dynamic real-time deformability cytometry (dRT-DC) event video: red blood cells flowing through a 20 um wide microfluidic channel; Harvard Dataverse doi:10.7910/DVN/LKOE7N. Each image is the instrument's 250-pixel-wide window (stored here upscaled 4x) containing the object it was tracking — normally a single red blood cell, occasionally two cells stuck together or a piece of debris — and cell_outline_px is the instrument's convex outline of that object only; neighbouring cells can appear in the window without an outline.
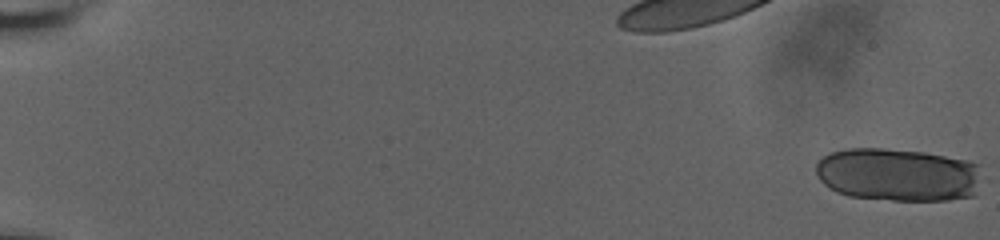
{"species": "human", "species_latin": "Homo sapiens", "temperature_condition": "room temperature", "stored_images_in_passage": 12, "camera_frame_rate_fps": 3000, "um_per_image_px": 0.085, "donor": {"sex": "male"}, "frame": {"image": 1, "passage_image": 1, "time_ms": 0.0, "image_size_px": [1000, 240], "cell_outline_px": [[980, 180], [972, 196], [948, 200], [892, 200], [848, 196], [836, 192], [828, 188], [820, 180], [816, 172], [816, 164], [828, 152], [848, 148], [884, 148], [924, 152], [968, 160], [980, 164]], "centroid_in_image_um": [76.31, 14.84], "position_along_channel_um": 8.7, "area_um2": 51.73}}